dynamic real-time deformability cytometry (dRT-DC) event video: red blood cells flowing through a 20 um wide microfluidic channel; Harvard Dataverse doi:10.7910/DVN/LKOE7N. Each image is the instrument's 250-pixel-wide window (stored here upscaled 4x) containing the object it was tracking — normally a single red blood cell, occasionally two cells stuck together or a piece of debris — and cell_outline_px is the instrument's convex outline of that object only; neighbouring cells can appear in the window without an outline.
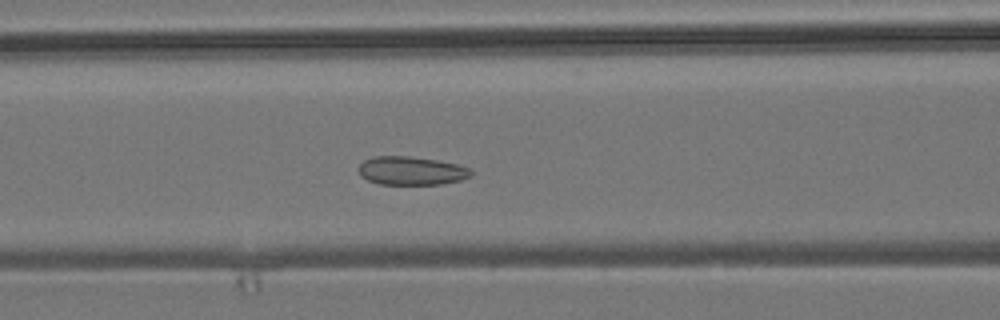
{"species": "common noctule bat (a hibernating species)", "species_latin": "Nyctalus noctula", "temperature_condition": "room temperature", "stored_images_in_passage": 53, "camera_frame_rate_fps": 3000, "um_per_image_px": 0.085, "animal": {"sex": "male", "body_mass_g": 19.2, "forearm_length_mm": 51.8}, "frame": {"image": 1, "passage_image": 21, "time_ms": 6.667, "image_size_px": [1000, 320], "cell_outline_px": [[472, 176], [460, 180], [440, 184], [380, 184], [368, 180], [360, 176], [360, 164], [364, 160], [372, 156], [408, 156], [436, 160], [456, 164], [468, 168], [472, 172]], "centroid_in_image_um": [34.95, 14.51], "position_along_channel_um": 131.7, "area_um2": 18.5}}
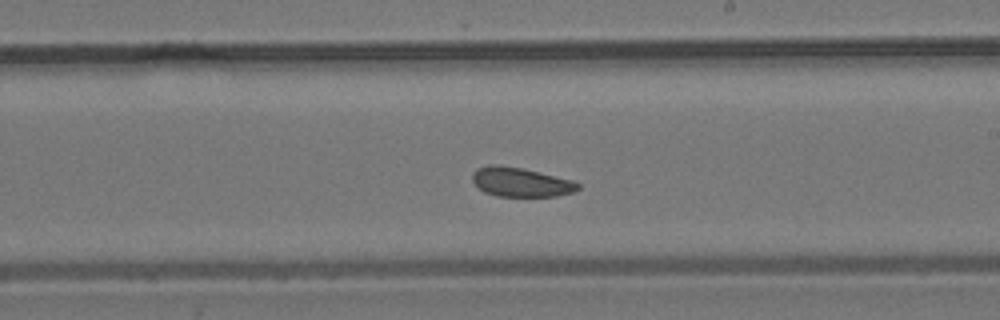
{"frame": {"image": 2, "passage_image": 30, "time_ms": 9.667, "image_size_px": [1000, 320], "cell_outline_px": [[580, 188], [572, 192], [556, 196], [496, 196], [484, 192], [472, 180], [472, 172], [476, 168], [492, 164], [500, 164], [520, 168], [572, 180], [580, 184]], "centroid_in_image_um": [44.23, 15.47], "position_along_channel_um": 244.8, "area_um2": 17.86}}
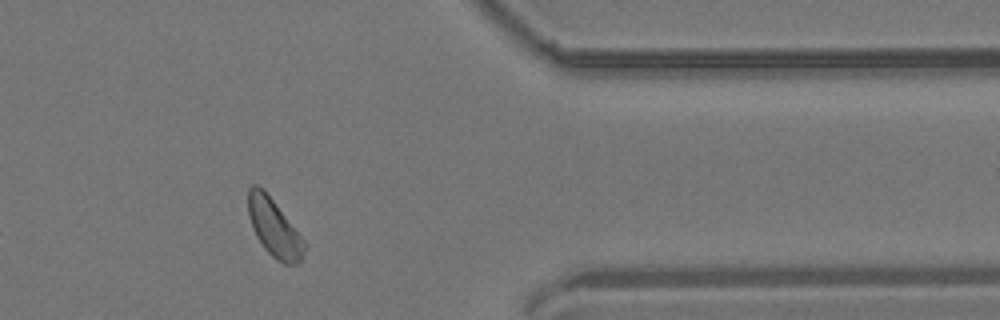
{"frame": {"image": 3, "passage_image": 43, "time_ms": 14.0, "image_size_px": [1000, 320], "cell_outline_px": [[304, 252], [300, 264], [284, 264], [276, 260], [264, 248], [256, 236], [252, 228], [248, 216], [248, 188], [252, 184], [256, 184], [264, 188], [304, 240]], "centroid_in_image_um": [23.27, 19.35], "position_along_channel_um": 388.1, "area_um2": 18.96}, "authors_computed_cell_mechanics": {"area_um2": 19.0162, "velocity_mm_per_s": 3.7726, "shape_relaxation_time_tau1_ms": 3.9436, "shape_relaxation_time_tau2_ms": 1.6805, "deformation_change_tau1": 0.0441, "deformation_change_tau2": 0.0722}}